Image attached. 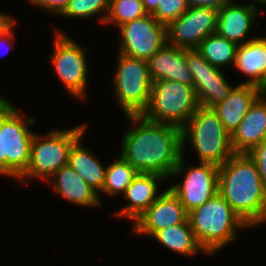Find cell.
<instances>
[{"instance_id": "1", "label": "cell", "mask_w": 266, "mask_h": 266, "mask_svg": "<svg viewBox=\"0 0 266 266\" xmlns=\"http://www.w3.org/2000/svg\"><path fill=\"white\" fill-rule=\"evenodd\" d=\"M127 118L133 124L123 135L120 155L139 173L170 177L182 156V129L142 115Z\"/></svg>"}, {"instance_id": "2", "label": "cell", "mask_w": 266, "mask_h": 266, "mask_svg": "<svg viewBox=\"0 0 266 266\" xmlns=\"http://www.w3.org/2000/svg\"><path fill=\"white\" fill-rule=\"evenodd\" d=\"M218 193L249 228L266 222V190L248 154H233L219 166Z\"/></svg>"}, {"instance_id": "3", "label": "cell", "mask_w": 266, "mask_h": 266, "mask_svg": "<svg viewBox=\"0 0 266 266\" xmlns=\"http://www.w3.org/2000/svg\"><path fill=\"white\" fill-rule=\"evenodd\" d=\"M188 221L197 243L210 255L235 240L236 229L249 228L218 192L190 211Z\"/></svg>"}, {"instance_id": "4", "label": "cell", "mask_w": 266, "mask_h": 266, "mask_svg": "<svg viewBox=\"0 0 266 266\" xmlns=\"http://www.w3.org/2000/svg\"><path fill=\"white\" fill-rule=\"evenodd\" d=\"M181 129L182 150L190 140L202 163L219 167L235 154L231 135L212 108L199 107Z\"/></svg>"}, {"instance_id": "5", "label": "cell", "mask_w": 266, "mask_h": 266, "mask_svg": "<svg viewBox=\"0 0 266 266\" xmlns=\"http://www.w3.org/2000/svg\"><path fill=\"white\" fill-rule=\"evenodd\" d=\"M199 108L195 88L171 80L152 83L150 101L142 116L152 122L182 128Z\"/></svg>"}, {"instance_id": "6", "label": "cell", "mask_w": 266, "mask_h": 266, "mask_svg": "<svg viewBox=\"0 0 266 266\" xmlns=\"http://www.w3.org/2000/svg\"><path fill=\"white\" fill-rule=\"evenodd\" d=\"M86 127L82 124L72 129L52 130L45 137L34 134L31 141L30 163L19 177L21 184L25 178L33 177L49 182V177L68 164L69 150L72 144L83 136Z\"/></svg>"}, {"instance_id": "7", "label": "cell", "mask_w": 266, "mask_h": 266, "mask_svg": "<svg viewBox=\"0 0 266 266\" xmlns=\"http://www.w3.org/2000/svg\"><path fill=\"white\" fill-rule=\"evenodd\" d=\"M114 75L115 95L127 115H142L150 101L152 79L147 60L119 53Z\"/></svg>"}, {"instance_id": "8", "label": "cell", "mask_w": 266, "mask_h": 266, "mask_svg": "<svg viewBox=\"0 0 266 266\" xmlns=\"http://www.w3.org/2000/svg\"><path fill=\"white\" fill-rule=\"evenodd\" d=\"M18 109L3 97V154L5 175L19 177L30 163L31 141L35 133L27 127L34 124L33 118L24 120Z\"/></svg>"}, {"instance_id": "9", "label": "cell", "mask_w": 266, "mask_h": 266, "mask_svg": "<svg viewBox=\"0 0 266 266\" xmlns=\"http://www.w3.org/2000/svg\"><path fill=\"white\" fill-rule=\"evenodd\" d=\"M54 50L51 60L56 73L69 92L75 98H85L87 89V59L86 51L76 41L63 34V31L55 33Z\"/></svg>"}, {"instance_id": "10", "label": "cell", "mask_w": 266, "mask_h": 266, "mask_svg": "<svg viewBox=\"0 0 266 266\" xmlns=\"http://www.w3.org/2000/svg\"><path fill=\"white\" fill-rule=\"evenodd\" d=\"M184 151L182 150L180 161L171 174V176H175L184 172L183 183H175L169 188L189 213L202 206L218 192L219 167L211 163L200 162L199 166L185 169Z\"/></svg>"}, {"instance_id": "11", "label": "cell", "mask_w": 266, "mask_h": 266, "mask_svg": "<svg viewBox=\"0 0 266 266\" xmlns=\"http://www.w3.org/2000/svg\"><path fill=\"white\" fill-rule=\"evenodd\" d=\"M121 31L120 52L148 60L167 43L166 25L153 15H146L118 27Z\"/></svg>"}, {"instance_id": "12", "label": "cell", "mask_w": 266, "mask_h": 266, "mask_svg": "<svg viewBox=\"0 0 266 266\" xmlns=\"http://www.w3.org/2000/svg\"><path fill=\"white\" fill-rule=\"evenodd\" d=\"M218 10L188 8L166 26L167 43L183 49H196L209 35L216 33Z\"/></svg>"}, {"instance_id": "13", "label": "cell", "mask_w": 266, "mask_h": 266, "mask_svg": "<svg viewBox=\"0 0 266 266\" xmlns=\"http://www.w3.org/2000/svg\"><path fill=\"white\" fill-rule=\"evenodd\" d=\"M186 63L194 78L199 107L212 108L224 101L234 88L226 80L222 69L212 66L197 49H186Z\"/></svg>"}, {"instance_id": "14", "label": "cell", "mask_w": 266, "mask_h": 266, "mask_svg": "<svg viewBox=\"0 0 266 266\" xmlns=\"http://www.w3.org/2000/svg\"><path fill=\"white\" fill-rule=\"evenodd\" d=\"M188 221V212L180 199L168 188L140 215L132 233L153 236L157 231Z\"/></svg>"}, {"instance_id": "15", "label": "cell", "mask_w": 266, "mask_h": 266, "mask_svg": "<svg viewBox=\"0 0 266 266\" xmlns=\"http://www.w3.org/2000/svg\"><path fill=\"white\" fill-rule=\"evenodd\" d=\"M147 63L153 82L171 80L194 87V78L186 63V49L165 43Z\"/></svg>"}, {"instance_id": "16", "label": "cell", "mask_w": 266, "mask_h": 266, "mask_svg": "<svg viewBox=\"0 0 266 266\" xmlns=\"http://www.w3.org/2000/svg\"><path fill=\"white\" fill-rule=\"evenodd\" d=\"M265 91L255 85L239 84L228 97L212 107L226 131L232 136L246 113Z\"/></svg>"}, {"instance_id": "17", "label": "cell", "mask_w": 266, "mask_h": 266, "mask_svg": "<svg viewBox=\"0 0 266 266\" xmlns=\"http://www.w3.org/2000/svg\"><path fill=\"white\" fill-rule=\"evenodd\" d=\"M265 138L266 91L255 101L231 136V145L235 154H248Z\"/></svg>"}, {"instance_id": "18", "label": "cell", "mask_w": 266, "mask_h": 266, "mask_svg": "<svg viewBox=\"0 0 266 266\" xmlns=\"http://www.w3.org/2000/svg\"><path fill=\"white\" fill-rule=\"evenodd\" d=\"M257 14L253 2L248 5H238L230 0L218 10L216 33L228 41L242 45L244 38L252 29L251 25Z\"/></svg>"}, {"instance_id": "19", "label": "cell", "mask_w": 266, "mask_h": 266, "mask_svg": "<svg viewBox=\"0 0 266 266\" xmlns=\"http://www.w3.org/2000/svg\"><path fill=\"white\" fill-rule=\"evenodd\" d=\"M162 179L166 178L158 174L138 172L123 194L130 204L116 215L135 221L161 195L157 194V189Z\"/></svg>"}, {"instance_id": "20", "label": "cell", "mask_w": 266, "mask_h": 266, "mask_svg": "<svg viewBox=\"0 0 266 266\" xmlns=\"http://www.w3.org/2000/svg\"><path fill=\"white\" fill-rule=\"evenodd\" d=\"M234 66L250 77L241 84L255 85L266 91V42L262 37L238 45Z\"/></svg>"}, {"instance_id": "21", "label": "cell", "mask_w": 266, "mask_h": 266, "mask_svg": "<svg viewBox=\"0 0 266 266\" xmlns=\"http://www.w3.org/2000/svg\"><path fill=\"white\" fill-rule=\"evenodd\" d=\"M55 192L66 200L82 207L101 206L99 194L68 164L63 165L52 177Z\"/></svg>"}, {"instance_id": "22", "label": "cell", "mask_w": 266, "mask_h": 266, "mask_svg": "<svg viewBox=\"0 0 266 266\" xmlns=\"http://www.w3.org/2000/svg\"><path fill=\"white\" fill-rule=\"evenodd\" d=\"M81 138L82 136L72 144L68 163L99 194L105 183L106 167L90 150L80 144Z\"/></svg>"}, {"instance_id": "23", "label": "cell", "mask_w": 266, "mask_h": 266, "mask_svg": "<svg viewBox=\"0 0 266 266\" xmlns=\"http://www.w3.org/2000/svg\"><path fill=\"white\" fill-rule=\"evenodd\" d=\"M152 237L164 247L184 256H192L197 251H203L195 239L189 221L161 229Z\"/></svg>"}, {"instance_id": "24", "label": "cell", "mask_w": 266, "mask_h": 266, "mask_svg": "<svg viewBox=\"0 0 266 266\" xmlns=\"http://www.w3.org/2000/svg\"><path fill=\"white\" fill-rule=\"evenodd\" d=\"M237 47L236 43L213 33L206 37L196 49L212 66L221 69L223 66L235 65Z\"/></svg>"}, {"instance_id": "25", "label": "cell", "mask_w": 266, "mask_h": 266, "mask_svg": "<svg viewBox=\"0 0 266 266\" xmlns=\"http://www.w3.org/2000/svg\"><path fill=\"white\" fill-rule=\"evenodd\" d=\"M137 174L138 171L119 155L116 161L106 167L102 192L110 196L117 193L123 195Z\"/></svg>"}, {"instance_id": "26", "label": "cell", "mask_w": 266, "mask_h": 266, "mask_svg": "<svg viewBox=\"0 0 266 266\" xmlns=\"http://www.w3.org/2000/svg\"><path fill=\"white\" fill-rule=\"evenodd\" d=\"M141 0H109V10L105 20L107 23L118 24V27L146 16Z\"/></svg>"}, {"instance_id": "27", "label": "cell", "mask_w": 266, "mask_h": 266, "mask_svg": "<svg viewBox=\"0 0 266 266\" xmlns=\"http://www.w3.org/2000/svg\"><path fill=\"white\" fill-rule=\"evenodd\" d=\"M108 10L109 0H70L60 15L84 19L104 12V17L99 20L104 24Z\"/></svg>"}, {"instance_id": "28", "label": "cell", "mask_w": 266, "mask_h": 266, "mask_svg": "<svg viewBox=\"0 0 266 266\" xmlns=\"http://www.w3.org/2000/svg\"><path fill=\"white\" fill-rule=\"evenodd\" d=\"M188 9L187 0H159L153 16L166 26L179 18Z\"/></svg>"}, {"instance_id": "29", "label": "cell", "mask_w": 266, "mask_h": 266, "mask_svg": "<svg viewBox=\"0 0 266 266\" xmlns=\"http://www.w3.org/2000/svg\"><path fill=\"white\" fill-rule=\"evenodd\" d=\"M248 155L255 162L261 181L266 190V138L254 147Z\"/></svg>"}, {"instance_id": "30", "label": "cell", "mask_w": 266, "mask_h": 266, "mask_svg": "<svg viewBox=\"0 0 266 266\" xmlns=\"http://www.w3.org/2000/svg\"><path fill=\"white\" fill-rule=\"evenodd\" d=\"M29 3L48 10L51 14H61L70 0H28Z\"/></svg>"}, {"instance_id": "31", "label": "cell", "mask_w": 266, "mask_h": 266, "mask_svg": "<svg viewBox=\"0 0 266 266\" xmlns=\"http://www.w3.org/2000/svg\"><path fill=\"white\" fill-rule=\"evenodd\" d=\"M230 0H187L188 8L204 7L219 10Z\"/></svg>"}, {"instance_id": "32", "label": "cell", "mask_w": 266, "mask_h": 266, "mask_svg": "<svg viewBox=\"0 0 266 266\" xmlns=\"http://www.w3.org/2000/svg\"><path fill=\"white\" fill-rule=\"evenodd\" d=\"M0 175L5 176V155L3 154V97L0 95Z\"/></svg>"}, {"instance_id": "33", "label": "cell", "mask_w": 266, "mask_h": 266, "mask_svg": "<svg viewBox=\"0 0 266 266\" xmlns=\"http://www.w3.org/2000/svg\"><path fill=\"white\" fill-rule=\"evenodd\" d=\"M16 20L12 17L5 15L4 13H0V35L4 34L7 30H9L15 24Z\"/></svg>"}, {"instance_id": "34", "label": "cell", "mask_w": 266, "mask_h": 266, "mask_svg": "<svg viewBox=\"0 0 266 266\" xmlns=\"http://www.w3.org/2000/svg\"><path fill=\"white\" fill-rule=\"evenodd\" d=\"M148 15H153L158 7L159 0H141Z\"/></svg>"}, {"instance_id": "35", "label": "cell", "mask_w": 266, "mask_h": 266, "mask_svg": "<svg viewBox=\"0 0 266 266\" xmlns=\"http://www.w3.org/2000/svg\"><path fill=\"white\" fill-rule=\"evenodd\" d=\"M12 36H13V34H12V27L9 29V30H7L4 34H2V35H0V44H3L4 42H5V40H6V42H7V40L9 41L8 43H7V45L9 46H11V39H12ZM7 46V47H8Z\"/></svg>"}, {"instance_id": "36", "label": "cell", "mask_w": 266, "mask_h": 266, "mask_svg": "<svg viewBox=\"0 0 266 266\" xmlns=\"http://www.w3.org/2000/svg\"><path fill=\"white\" fill-rule=\"evenodd\" d=\"M251 1L259 2V4L262 3L266 5V0H251Z\"/></svg>"}]
</instances>
